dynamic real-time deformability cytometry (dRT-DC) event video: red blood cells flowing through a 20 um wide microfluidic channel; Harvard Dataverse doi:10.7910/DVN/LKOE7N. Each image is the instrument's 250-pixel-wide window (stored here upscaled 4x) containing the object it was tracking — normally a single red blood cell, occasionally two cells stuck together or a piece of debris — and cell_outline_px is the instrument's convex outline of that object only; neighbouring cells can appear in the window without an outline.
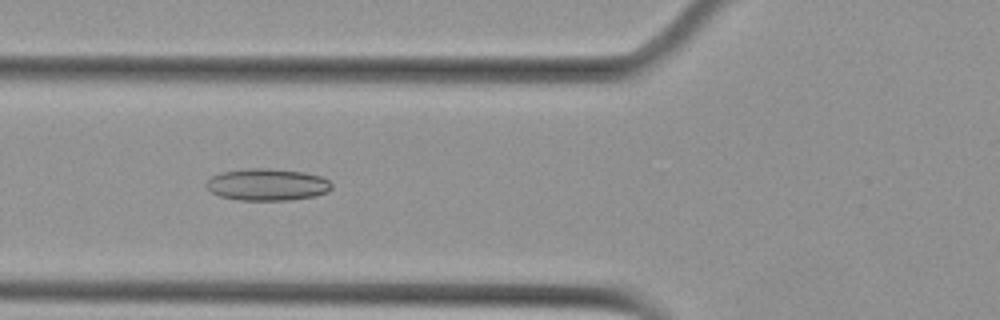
{"species": "Egyptian fruit bat (a non-hibernating species)", "species_latin": "Rousettus aegyptiacus", "temperature_condition": "cold", "stored_images_in_passage": 56, "camera_frame_rate_fps": 3000, "um_per_image_px": 0.085, "animal": {"sex": "female"}, "frame": {"image": 1, "passage_image": 21, "time_ms": 6.667, "image_size_px": [1000, 320], "cell_outline_px": [[332, 188], [328, 192], [316, 196], [288, 200], [240, 200], [220, 196], [212, 192], [204, 184], [212, 176], [224, 172], [244, 168], [268, 168], [304, 172], [320, 176], [328, 180], [332, 184]], "centroid_in_image_um": [22.74, 15.69], "position_along_channel_um": 103.1, "area_um2": 23.35}}
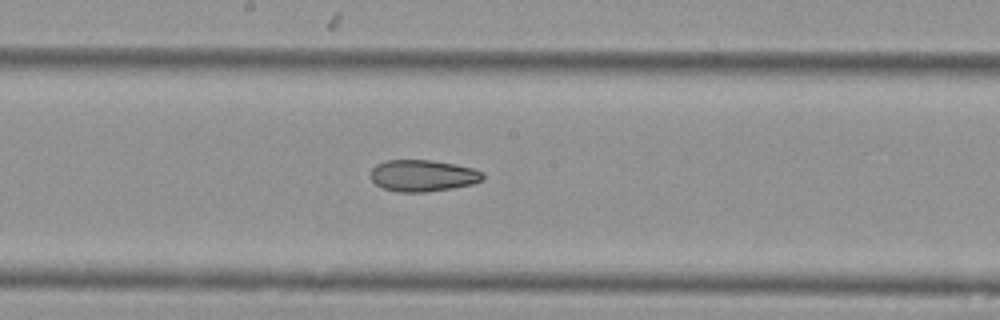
{"frame": {"image": 2, "passage_image": 30, "time_ms": 9.667, "image_size_px": [1000, 320], "cell_outline_px": [[484, 180], [472, 184], [452, 188], [424, 192], [396, 192], [384, 188], [376, 184], [372, 180], [372, 168], [376, 164], [384, 160], [432, 160], [456, 164], [472, 168], [484, 172]], "centroid_in_image_um": [35.96, 14.92], "position_along_channel_um": 212.2, "area_um2": 20.75}}
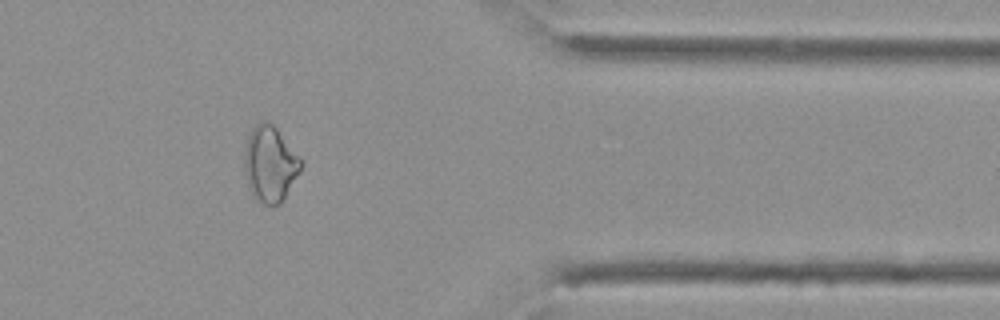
{"frame": {"image": 3, "passage_image": 46, "time_ms": 15.0, "image_size_px": [1000, 320], "cell_outline_px": [[304, 164], [284, 200], [280, 204], [264, 204], [256, 200], [252, 196], [244, 172], [244, 148], [248, 136], [252, 128], [256, 124], [264, 120], [272, 124], [276, 128], [300, 156]], "centroid_in_image_um": [22.95, 13.95], "position_along_channel_um": 388.4, "area_um2": 25.2}, "authors_computed_cell_mechanics": {"area_um2": 24.8829, "velocity_mm_per_s": 3.6388, "shape_relaxation_time_tau1_ms": null, "shape_relaxation_time_tau2_ms": 5.5815, "deformation_change_tau1": null, "deformation_change_tau2": 0.1326}}